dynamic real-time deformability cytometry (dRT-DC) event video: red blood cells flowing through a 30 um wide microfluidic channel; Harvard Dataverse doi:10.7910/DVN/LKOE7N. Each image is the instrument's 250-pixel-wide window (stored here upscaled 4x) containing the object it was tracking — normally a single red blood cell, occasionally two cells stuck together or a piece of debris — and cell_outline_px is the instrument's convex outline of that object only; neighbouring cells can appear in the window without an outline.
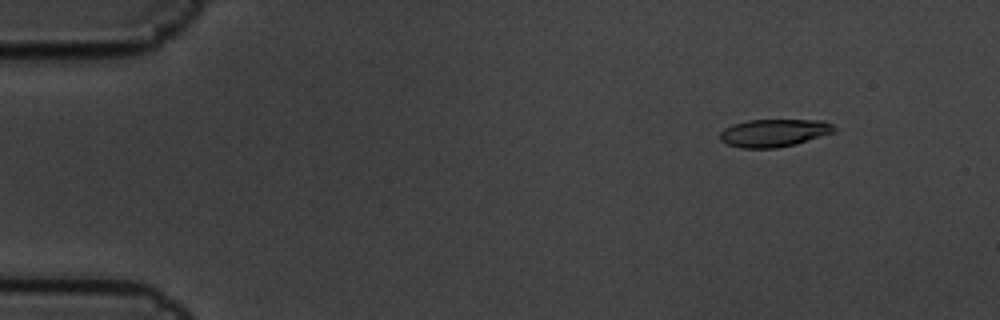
{"species": "common noctule bat (a hibernating species)", "species_latin": "Nyctalus noctula", "temperature_condition": "cold", "stored_images_in_passage": 7, "segment_of_instrument_passage": [2, 2], "camera_frame_rate_fps": 3000, "um_per_image_px": 0.085, "animal": {"sex": "male", "body_mass_g": 19.5, "forearm_length_mm": 54.6}, "frame": {"image": 1, "passage_image": 7, "time_ms": 2.0, "image_size_px": [1000, 320], "cell_outline_px": [[836, 132], [796, 144], [776, 148], [740, 148], [728, 144], [720, 140], [720, 132], [724, 128], [748, 120], [824, 120], [832, 124], [836, 128]], "centroid_in_image_um": [65.83, 11.3], "position_along_channel_um": 19.2, "area_um2": 18.5}}